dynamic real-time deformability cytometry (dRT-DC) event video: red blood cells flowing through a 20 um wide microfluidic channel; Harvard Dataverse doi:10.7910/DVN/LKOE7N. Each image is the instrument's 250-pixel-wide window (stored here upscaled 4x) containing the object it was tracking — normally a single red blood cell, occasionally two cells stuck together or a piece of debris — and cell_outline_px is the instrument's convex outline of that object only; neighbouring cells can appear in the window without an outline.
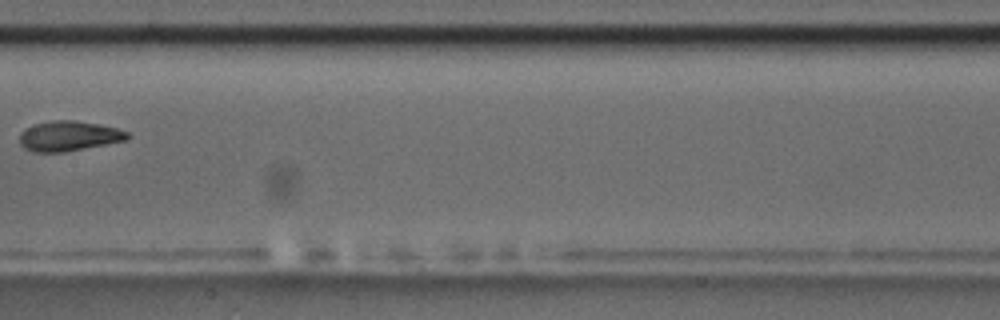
{"species": "common noctule bat (a hibernating species)", "species_latin": "Nyctalus noctula", "temperature_condition": "room temperature", "stored_images_in_passage": 8, "camera_frame_rate_fps": 3000, "um_per_image_px": 0.085, "animal": {"sex": "male", "body_mass_g": 17.5, "forearm_length_mm": 52.3}, "frame": {"image": 1, "passage_image": 8, "time_ms": 9.0, "image_size_px": [1000, 320], "cell_outline_px": [[128, 140], [64, 152], [32, 152], [24, 148], [20, 144], [20, 132], [24, 128], [32, 124], [52, 120], [76, 120], [100, 124], [116, 128], [128, 132]], "centroid_in_image_um": [5.81, 11.55], "position_along_channel_um": 201.6, "area_um2": 19.07}}